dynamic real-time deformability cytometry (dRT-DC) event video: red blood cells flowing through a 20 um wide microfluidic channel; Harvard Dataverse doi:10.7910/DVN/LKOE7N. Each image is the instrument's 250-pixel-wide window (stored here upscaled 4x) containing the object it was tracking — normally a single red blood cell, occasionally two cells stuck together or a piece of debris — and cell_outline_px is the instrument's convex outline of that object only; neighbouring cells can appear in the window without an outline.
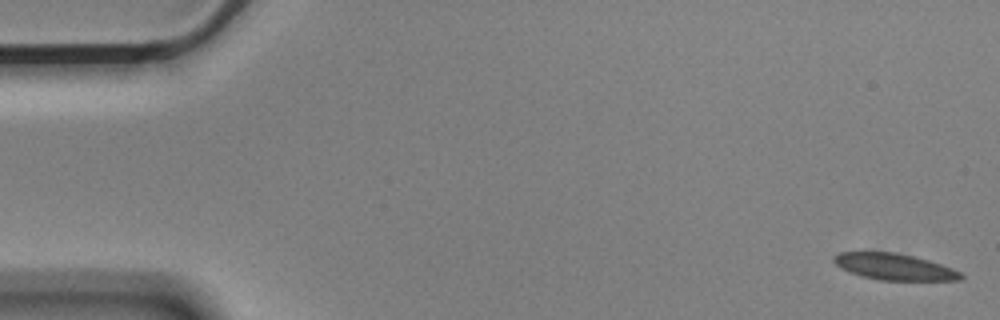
{"species": "Egyptian fruit bat (a non-hibernating species)", "species_latin": "Rousettus aegyptiacus", "temperature_condition": "cold", "stored_images_in_passage": 13, "camera_frame_rate_fps": 3000, "um_per_image_px": 0.085, "animal": {"sex": "male"}, "frame": {"image": 1, "passage_image": 1, "time_ms": 0.0, "image_size_px": [1000, 320], "cell_outline_px": [[964, 276], [960, 280], [880, 280], [860, 276], [836, 264], [832, 260], [832, 256], [840, 252], [896, 252], [928, 260], [952, 268], [960, 272]], "centroid_in_image_um": [76.01, 22.67], "position_along_channel_um": 9.0, "area_um2": 19.31}}